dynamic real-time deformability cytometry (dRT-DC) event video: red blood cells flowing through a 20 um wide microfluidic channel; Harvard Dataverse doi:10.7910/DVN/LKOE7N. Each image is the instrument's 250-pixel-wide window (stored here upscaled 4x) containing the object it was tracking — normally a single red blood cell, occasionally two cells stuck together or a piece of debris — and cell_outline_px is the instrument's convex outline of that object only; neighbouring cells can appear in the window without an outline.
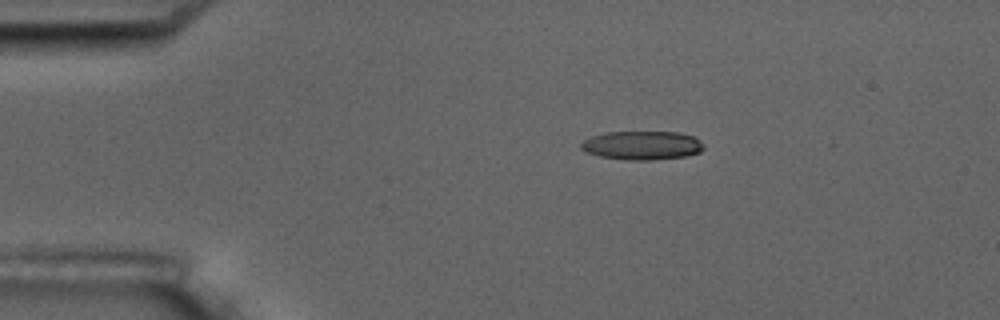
{"species": "common noctule bat (a hibernating species)", "species_latin": "Nyctalus noctula", "temperature_condition": "room temperature", "stored_images_in_passage": 5, "camera_frame_rate_fps": 3000, "um_per_image_px": 0.085, "animal": {"sex": "male", "body_mass_g": 17.5, "forearm_length_mm": 52.3}, "frame": {"image": 1, "passage_image": 5, "time_ms": 4.667, "image_size_px": [1000, 320], "cell_outline_px": [[704, 148], [700, 152], [684, 156], [652, 160], [628, 160], [600, 156], [588, 152], [580, 148], [580, 144], [584, 140], [592, 136], [608, 132], [676, 132], [692, 136], [704, 144]], "centroid_in_image_um": [54.58, 12.36], "position_along_channel_um": 30.4, "area_um2": 20.35}}